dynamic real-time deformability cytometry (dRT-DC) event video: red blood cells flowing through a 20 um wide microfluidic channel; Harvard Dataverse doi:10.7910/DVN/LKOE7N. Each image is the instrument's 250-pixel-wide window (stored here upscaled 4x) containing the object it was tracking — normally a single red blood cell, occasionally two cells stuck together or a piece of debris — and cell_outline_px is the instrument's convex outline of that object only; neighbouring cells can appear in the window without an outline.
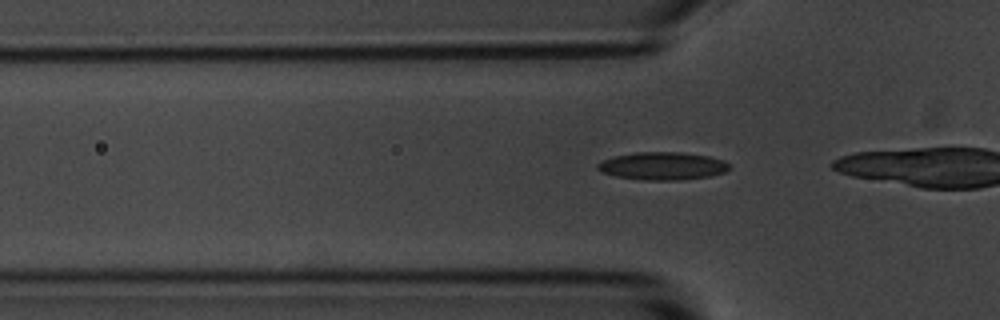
{"species": "common noctule bat (a hibernating species)", "species_latin": "Nyctalus noctula", "temperature_condition": "room temperature", "stored_images_in_passage": 6, "camera_frame_rate_fps": 3000, "um_per_image_px": 0.085, "animal": {"sex": "male", "body_mass_g": 20.1, "forearm_length_mm": 53.5}, "frame": {"image": 1, "passage_image": 3, "time_ms": 0.667, "image_size_px": [1000, 320], "cell_outline_px": [[732, 168], [724, 172], [708, 176], [680, 180], [644, 180], [616, 176], [600, 172], [596, 168], [596, 164], [612, 156], [636, 152], [684, 152], [708, 156], [724, 160]], "centroid_in_image_um": [56.3, 14.1], "position_along_channel_um": 69.5, "area_um2": 21.44}}